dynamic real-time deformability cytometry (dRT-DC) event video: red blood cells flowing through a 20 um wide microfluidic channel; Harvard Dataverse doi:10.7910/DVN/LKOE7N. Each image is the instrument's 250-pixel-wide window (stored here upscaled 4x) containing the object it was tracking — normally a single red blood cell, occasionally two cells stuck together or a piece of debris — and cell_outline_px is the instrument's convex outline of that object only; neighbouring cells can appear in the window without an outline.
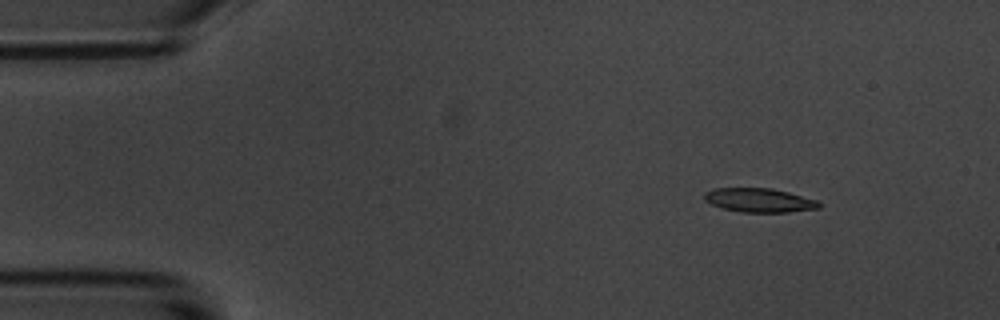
{"species": "common noctule bat (a hibernating species)", "species_latin": "Nyctalus noctula", "temperature_condition": "room temperature", "stored_images_in_passage": 7, "camera_frame_rate_fps": 3000, "um_per_image_px": 0.085, "animal": {"sex": "male", "body_mass_g": 20.1, "forearm_length_mm": 53.5}, "frame": {"image": 1, "passage_image": 1, "time_ms": 0.0, "image_size_px": [1000, 320], "cell_outline_px": [[820, 208], [788, 212], [740, 212], [720, 208], [704, 200], [704, 192], [712, 188], [772, 188], [788, 192], [816, 200], [820, 204]], "centroid_in_image_um": [64.49, 17.02], "position_along_channel_um": 20.5, "area_um2": 16.07}}
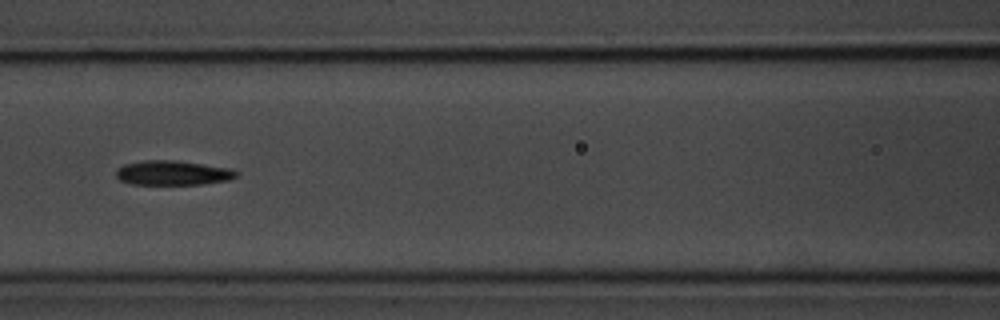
{"frame": {"image": 2, "passage_image": 6, "time_ms": 6.0, "image_size_px": [1000, 320], "cell_outline_px": [[240, 172], [236, 176], [228, 180], [204, 184], [132, 184], [120, 180], [116, 176], [116, 168], [124, 164], [144, 160], [172, 160], [232, 168]], "centroid_in_image_um": [14.69, 14.69], "position_along_channel_um": 151.9, "area_um2": 17.22}}
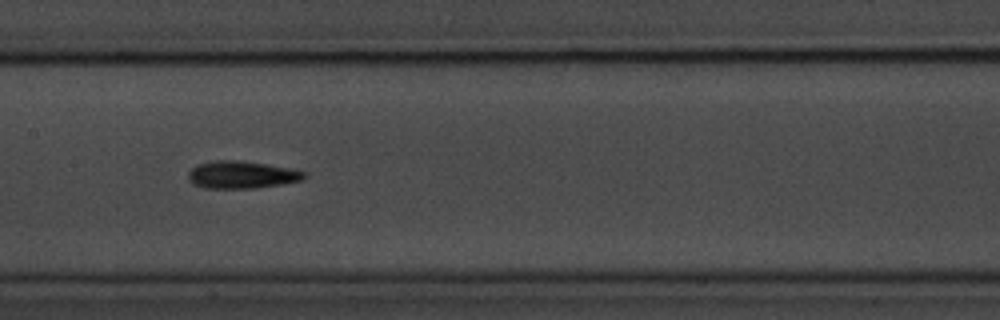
{"frame": {"image": 3, "passage_image": 7, "time_ms": 7.0, "image_size_px": [1000, 320], "cell_outline_px": [[308, 176], [300, 180], [284, 184], [256, 188], [204, 188], [188, 180], [188, 172], [196, 164], [216, 160], [236, 160], [264, 164], [288, 168], [304, 172]], "centroid_in_image_um": [20.51, 14.86], "position_along_channel_um": 186.9, "area_um2": 18.38}}